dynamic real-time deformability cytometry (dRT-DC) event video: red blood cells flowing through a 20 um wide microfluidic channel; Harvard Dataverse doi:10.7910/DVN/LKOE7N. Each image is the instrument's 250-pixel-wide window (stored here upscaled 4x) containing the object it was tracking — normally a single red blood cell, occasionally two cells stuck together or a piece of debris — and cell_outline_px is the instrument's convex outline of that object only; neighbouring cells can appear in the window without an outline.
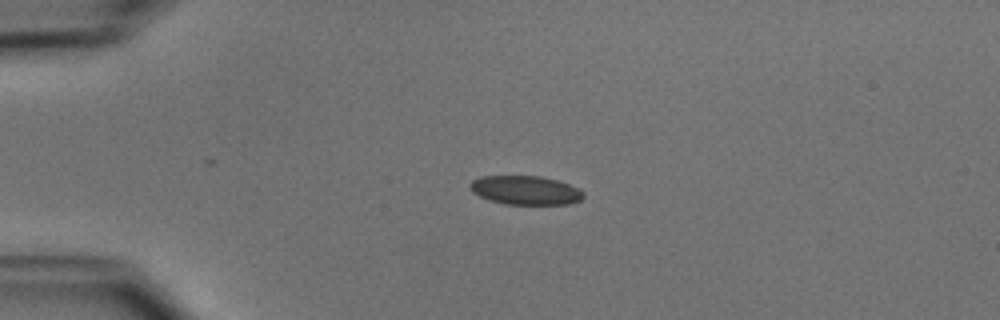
{"species": "common noctule bat (a hibernating species)", "species_latin": "Nyctalus noctula", "temperature_condition": "cold", "stored_images_in_passage": 12, "camera_frame_rate_fps": 3000, "um_per_image_px": 0.085, "animal": {"sex": "male", "body_mass_g": 15.6}, "frame": {"image": 1, "passage_image": 1, "time_ms": 0.0, "image_size_px": [1000, 320], "cell_outline_px": [[584, 196], [580, 200], [568, 204], [504, 204], [488, 200], [472, 192], [468, 184], [472, 180], [480, 176], [540, 176], [556, 180], [580, 188], [584, 192]], "centroid_in_image_um": [44.64, 16.17], "position_along_channel_um": 40.4, "area_um2": 19.19}}